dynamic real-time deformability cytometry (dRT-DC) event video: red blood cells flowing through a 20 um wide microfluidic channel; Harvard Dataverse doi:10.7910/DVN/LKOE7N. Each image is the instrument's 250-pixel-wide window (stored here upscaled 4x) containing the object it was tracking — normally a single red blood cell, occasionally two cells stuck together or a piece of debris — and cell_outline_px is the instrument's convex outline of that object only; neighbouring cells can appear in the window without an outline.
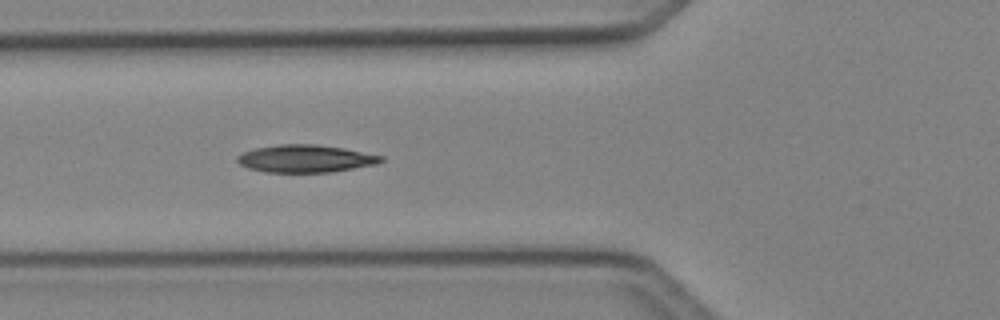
{"species": "Egyptian fruit bat (a non-hibernating species)", "species_latin": "Rousettus aegyptiacus", "temperature_condition": "cold", "stored_images_in_passage": 17, "camera_frame_rate_fps": 3000, "um_per_image_px": 0.085, "animal": {"sex": "female"}, "frame": {"image": 1, "passage_image": 8, "time_ms": 2.333, "image_size_px": [1000, 320], "cell_outline_px": [[384, 160], [376, 164], [332, 172], [264, 172], [248, 168], [240, 164], [236, 160], [236, 156], [244, 152], [256, 148], [280, 144], [316, 144], [344, 148], [384, 156]], "centroid_in_image_um": [25.97, 13.48], "position_along_channel_um": 99.8, "area_um2": 23.06}}